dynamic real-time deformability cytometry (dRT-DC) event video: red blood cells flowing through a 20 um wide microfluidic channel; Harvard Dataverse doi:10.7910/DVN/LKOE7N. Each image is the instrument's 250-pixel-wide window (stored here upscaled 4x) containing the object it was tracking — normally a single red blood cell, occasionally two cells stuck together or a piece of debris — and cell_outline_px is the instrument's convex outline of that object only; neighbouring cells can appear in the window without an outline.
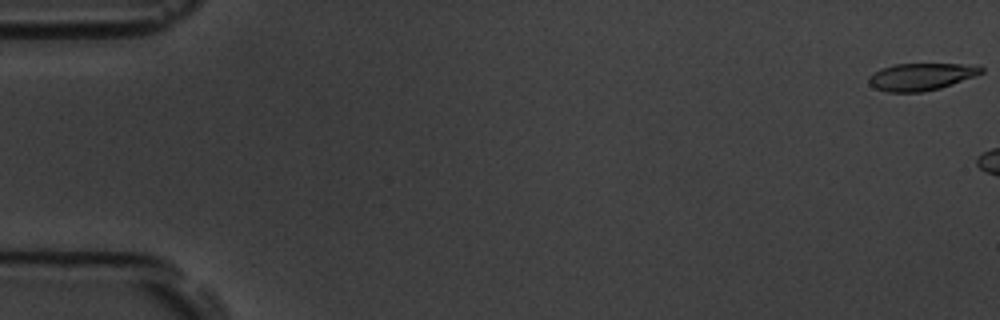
{"species": "common noctule bat (a hibernating species)", "species_latin": "Nyctalus noctula", "temperature_condition": "room temperature", "stored_images_in_passage": 6, "camera_frame_rate_fps": 3000, "um_per_image_px": 0.085, "animal": {"sex": "male", "body_mass_g": 19.5, "forearm_length_mm": 54.6}, "frame": {"image": 1, "passage_image": 6, "time_ms": 6.667, "image_size_px": [1000, 320], "cell_outline_px": [[984, 72], [976, 76], [940, 88], [924, 92], [884, 92], [868, 84], [868, 76], [880, 68], [896, 64], [980, 64], [984, 68]], "centroid_in_image_um": [78.32, 6.51], "position_along_channel_um": 6.7, "area_um2": 18.15}}